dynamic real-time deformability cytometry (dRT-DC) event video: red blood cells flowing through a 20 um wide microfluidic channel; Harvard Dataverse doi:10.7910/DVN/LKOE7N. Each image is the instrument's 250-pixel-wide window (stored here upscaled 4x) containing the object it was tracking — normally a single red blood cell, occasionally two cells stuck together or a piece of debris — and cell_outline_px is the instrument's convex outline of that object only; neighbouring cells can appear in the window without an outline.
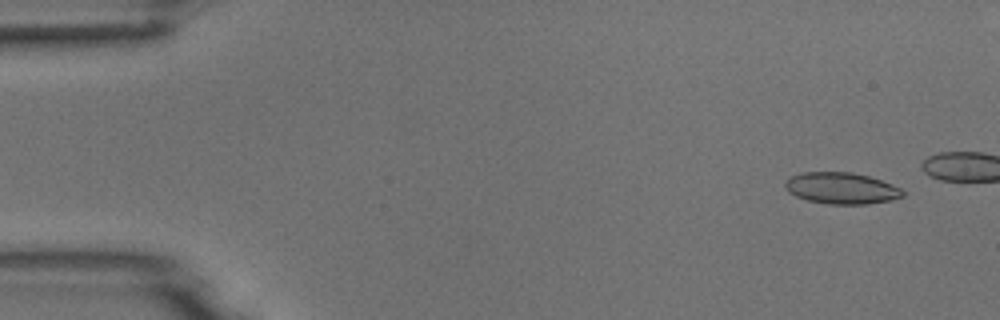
{"species": "common noctule bat (a hibernating species)", "species_latin": "Nyctalus noctula", "temperature_condition": "room temperature", "stored_images_in_passage": 5, "camera_frame_rate_fps": 3000, "um_per_image_px": 0.085, "animal": {"sex": "male", "body_mass_g": 18.8}, "frame": {"image": 1, "passage_image": 1, "time_ms": 0.0, "image_size_px": [1000, 320], "cell_outline_px": [[904, 196], [892, 200], [868, 204], [828, 204], [808, 200], [796, 196], [788, 192], [784, 184], [792, 176], [804, 172], [852, 172], [868, 176], [892, 184], [900, 188], [904, 192]], "centroid_in_image_um": [71.54, 16.0], "position_along_channel_um": 13.5, "area_um2": 21.44}}